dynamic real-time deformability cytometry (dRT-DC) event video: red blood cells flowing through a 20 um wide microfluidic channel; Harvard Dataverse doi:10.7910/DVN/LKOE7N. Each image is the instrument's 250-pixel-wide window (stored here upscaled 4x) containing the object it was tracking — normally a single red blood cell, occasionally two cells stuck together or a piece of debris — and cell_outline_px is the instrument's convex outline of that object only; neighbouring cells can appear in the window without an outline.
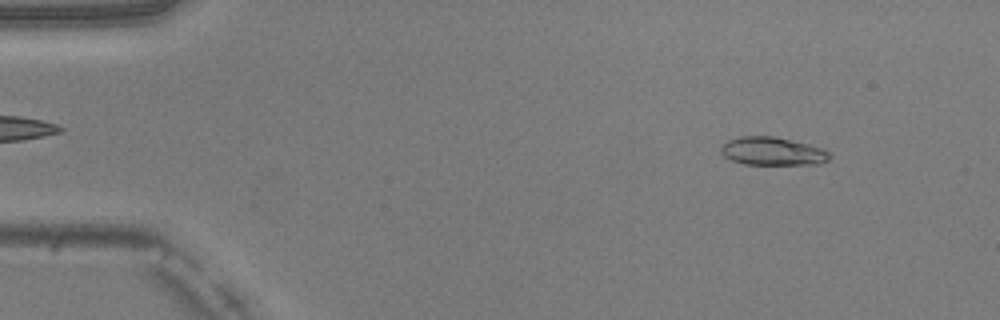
{"species": "common noctule bat (a hibernating species)", "species_latin": "Nyctalus noctula", "temperature_condition": "warm", "stored_images_in_passage": 49, "camera_frame_rate_fps": 3000, "um_per_image_px": 0.085, "animal": {"sex": "male", "body_mass_g": 20.5, "forearm_length_mm": 52.5}, "frame": {"image": 1, "passage_image": 5, "time_ms": 1.333, "image_size_px": [1000, 320], "cell_outline_px": [[832, 156], [828, 160], [820, 164], [744, 164], [732, 160], [724, 156], [720, 152], [720, 148], [728, 140], [740, 136], [776, 136], [824, 148], [832, 152]], "centroid_in_image_um": [65.71, 12.85], "position_along_channel_um": 19.3, "area_um2": 18.03}}
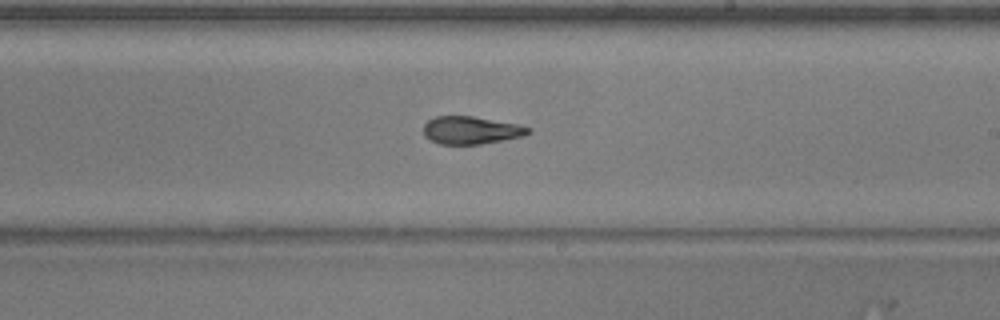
{"frame": {"image": 2, "passage_image": 29, "time_ms": 9.333, "image_size_px": [1000, 320], "cell_outline_px": [[532, 132], [524, 136], [504, 140], [480, 144], [440, 144], [424, 136], [424, 124], [428, 120], [436, 116], [472, 116], [516, 124], [532, 128]], "centroid_in_image_um": [40.06, 11.07], "position_along_channel_um": 248.9, "area_um2": 16.88}}
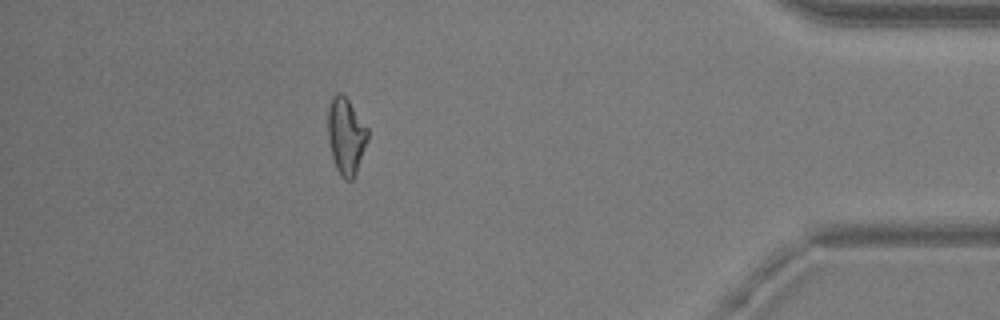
{"frame": {"image": 3, "passage_image": 44, "time_ms": 14.333, "image_size_px": [1000, 320], "cell_outline_px": [[368, 140], [356, 172], [352, 180], [344, 180], [340, 176], [336, 168], [332, 156], [328, 140], [328, 104], [332, 96], [336, 92], [340, 92], [348, 100], [368, 128]], "centroid_in_image_um": [29.4, 11.55], "position_along_channel_um": 405.8, "area_um2": 17.8}, "authors_computed_cell_mechanics": {"area_um2": 17.8024, "velocity_mm_per_s": 4.0423, "shape_relaxation_time_tau1_ms": 9.8454, "shape_relaxation_time_tau2_ms": 1.6396, "deformation_change_tau1": 0.2372, "deformation_change_tau2": 0.0784}}